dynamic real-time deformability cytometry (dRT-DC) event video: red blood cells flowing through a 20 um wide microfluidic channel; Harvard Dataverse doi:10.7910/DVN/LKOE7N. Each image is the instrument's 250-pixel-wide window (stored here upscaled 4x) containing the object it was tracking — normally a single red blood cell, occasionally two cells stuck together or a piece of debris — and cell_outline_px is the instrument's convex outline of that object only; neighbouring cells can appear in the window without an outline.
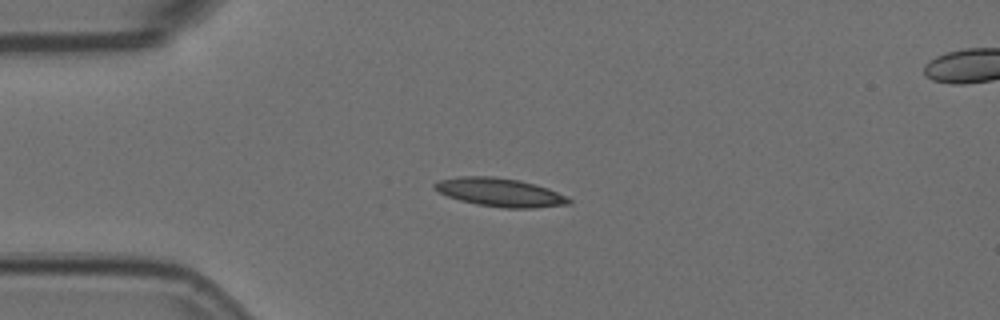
{"species": "Egyptian fruit bat (a non-hibernating species)", "species_latin": "Rousettus aegyptiacus", "temperature_condition": "room temperature", "stored_images_in_passage": 3, "camera_frame_rate_fps": 3000, "um_per_image_px": 0.085, "animal": {"sex": "female"}, "frame": {"image": 1, "passage_image": 1, "time_ms": 0.0, "image_size_px": [1000, 320], "cell_outline_px": [[572, 204], [536, 208], [504, 208], [476, 204], [460, 200], [448, 196], [432, 188], [432, 184], [440, 180], [460, 176], [492, 176], [520, 180], [548, 188], [568, 196], [572, 200]], "centroid_in_image_um": [42.53, 16.35], "position_along_channel_um": 42.5, "area_um2": 22.43}}
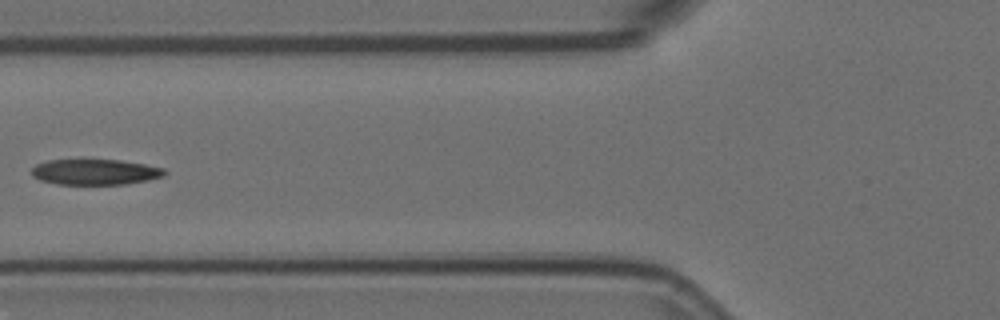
{"frame": {"image": 2, "passage_image": 3, "time_ms": 0.667, "image_size_px": [1000, 320], "cell_outline_px": [[168, 172], [164, 176], [148, 180], [124, 184], [56, 184], [40, 180], [32, 176], [32, 168], [36, 164], [48, 160], [120, 160], [144, 164], [164, 168]], "centroid_in_image_um": [8.09, 14.62], "position_along_channel_um": 117.7, "area_um2": 19.83}}